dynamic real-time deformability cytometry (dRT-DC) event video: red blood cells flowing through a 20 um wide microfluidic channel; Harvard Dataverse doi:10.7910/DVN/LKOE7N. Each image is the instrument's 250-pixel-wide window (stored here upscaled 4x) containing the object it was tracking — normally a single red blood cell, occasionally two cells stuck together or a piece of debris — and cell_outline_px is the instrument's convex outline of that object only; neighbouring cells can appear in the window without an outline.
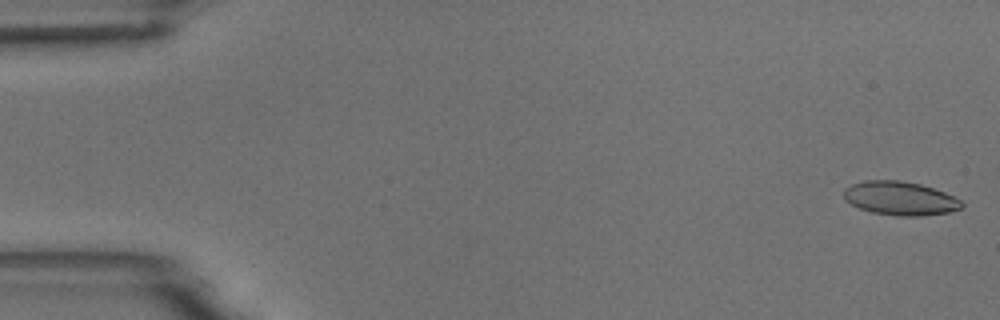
{"species": "common noctule bat (a hibernating species)", "species_latin": "Nyctalus noctula", "temperature_condition": "room temperature", "stored_images_in_passage": 5, "camera_frame_rate_fps": 3000, "um_per_image_px": 0.085, "animal": {"sex": "male", "body_mass_g": 18.8}, "frame": {"image": 1, "passage_image": 1, "time_ms": 0.0, "image_size_px": [1000, 320], "cell_outline_px": [[964, 204], [960, 208], [948, 212], [920, 216], [900, 216], [872, 212], [860, 208], [844, 200], [844, 188], [852, 184], [864, 180], [900, 180], [920, 184], [944, 192], [960, 200]], "centroid_in_image_um": [76.48, 16.85], "position_along_channel_um": 8.5, "area_um2": 23.0}}
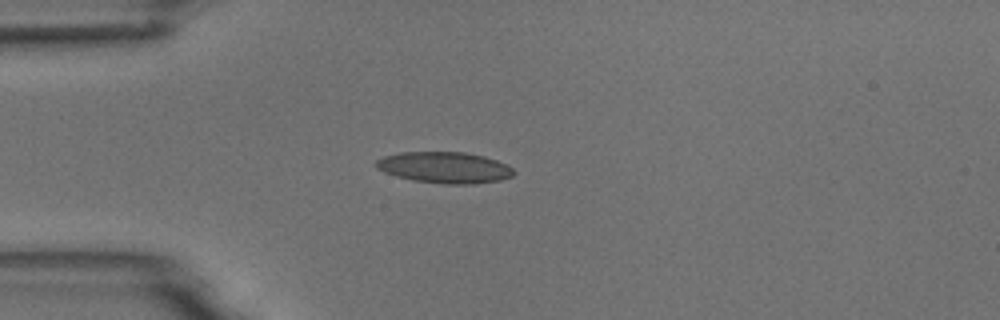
{"frame": {"image": 2, "passage_image": 4, "time_ms": 4.333, "image_size_px": [1000, 320], "cell_outline_px": [[516, 172], [512, 176], [500, 180], [476, 184], [444, 184], [412, 180], [396, 176], [384, 172], [376, 168], [372, 164], [376, 160], [384, 156], [400, 152], [464, 152], [484, 156], [496, 160], [512, 168]], "centroid_in_image_um": [37.76, 14.24], "position_along_channel_um": 47.2, "area_um2": 25.2}}